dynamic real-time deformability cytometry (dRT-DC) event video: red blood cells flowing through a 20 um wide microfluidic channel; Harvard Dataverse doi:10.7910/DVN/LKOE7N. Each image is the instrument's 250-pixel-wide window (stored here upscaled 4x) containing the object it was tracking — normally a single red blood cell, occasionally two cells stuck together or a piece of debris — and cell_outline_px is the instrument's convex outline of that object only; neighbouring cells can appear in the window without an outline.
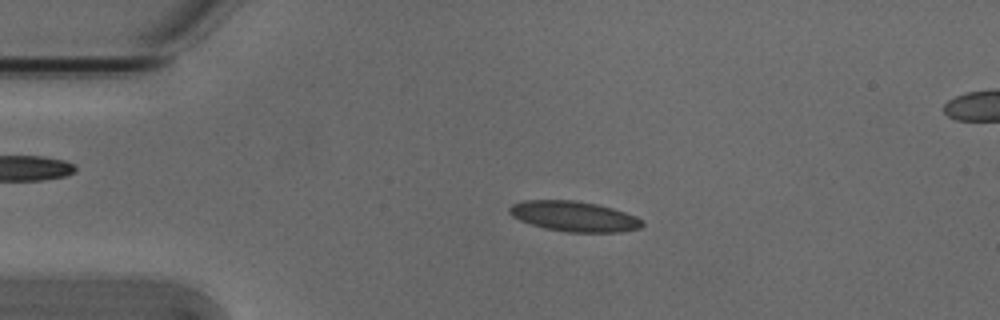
{"species": "Egyptian fruit bat (a non-hibernating species)", "species_latin": "Rousettus aegyptiacus", "temperature_condition": "cold", "stored_images_in_passage": 54, "segment_of_instrument_passage": [1, 2], "camera_frame_rate_fps": 3000, "um_per_image_px": 0.085, "animal": {"sex": "male"}, "frame": {"image": 1, "passage_image": 11, "time_ms": 3.333, "image_size_px": [1000, 320], "cell_outline_px": [[644, 224], [640, 228], [620, 232], [568, 232], [544, 228], [520, 220], [512, 216], [508, 212], [508, 208], [512, 204], [524, 200], [576, 200], [596, 204], [612, 208], [636, 216]], "centroid_in_image_um": [48.77, 18.38], "position_along_channel_um": 36.2, "area_um2": 23.35}}
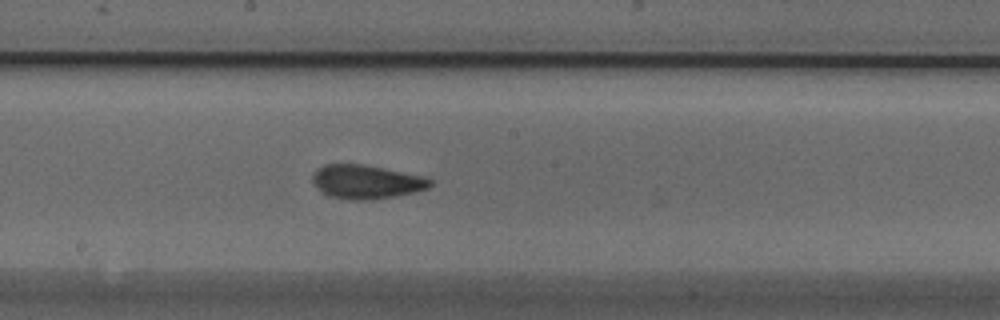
{"frame": {"image": 2, "passage_image": 28, "time_ms": 9.0, "image_size_px": [1000, 320], "cell_outline_px": [[432, 184], [428, 188], [416, 192], [372, 200], [348, 200], [328, 196], [312, 184], [312, 176], [316, 168], [324, 164], [360, 164], [424, 176], [432, 180]], "centroid_in_image_um": [31.1, 15.46], "position_along_channel_um": 217.1, "area_um2": 23.29}}
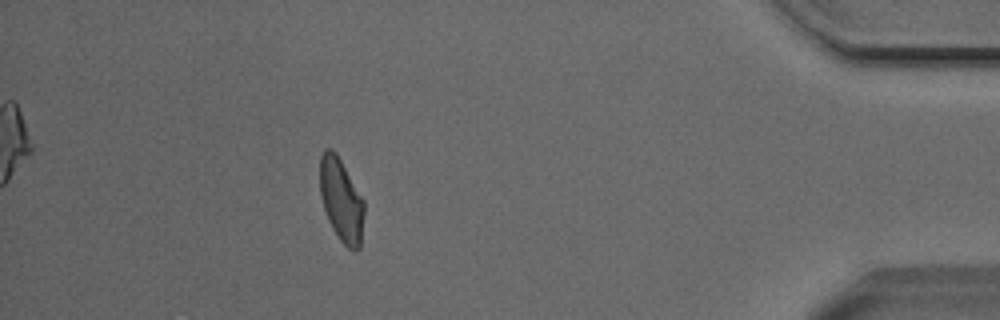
{"frame": {"image": 3, "passage_image": 47, "time_ms": 15.333, "image_size_px": [1000, 320], "cell_outline_px": [[364, 212], [360, 248], [356, 252], [348, 248], [340, 240], [332, 228], [328, 220], [320, 196], [320, 156], [324, 148], [332, 148], [336, 152], [364, 200]], "centroid_in_image_um": [29.0, 17.0], "position_along_channel_um": 406.2, "area_um2": 21.56}}